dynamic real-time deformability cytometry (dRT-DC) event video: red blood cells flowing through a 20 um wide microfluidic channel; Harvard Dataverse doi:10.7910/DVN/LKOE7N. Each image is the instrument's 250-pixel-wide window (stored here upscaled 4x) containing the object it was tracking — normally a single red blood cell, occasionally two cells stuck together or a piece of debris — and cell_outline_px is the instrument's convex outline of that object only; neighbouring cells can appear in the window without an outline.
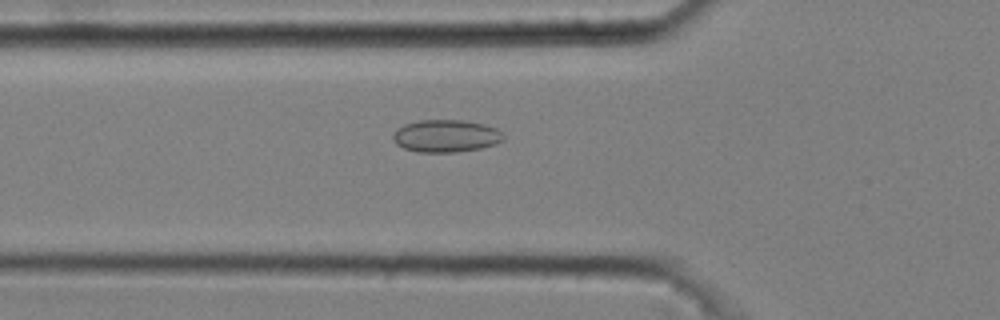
{"species": "common noctule bat (a hibernating species)", "species_latin": "Nyctalus noctula", "temperature_condition": "cold", "stored_images_in_passage": 48, "camera_frame_rate_fps": 3000, "um_per_image_px": 0.085, "animal": {"sex": "male", "body_mass_g": 20.4}, "frame": {"image": 1, "passage_image": 19, "time_ms": 6.0, "image_size_px": [1000, 320], "cell_outline_px": [[504, 140], [496, 144], [480, 148], [456, 152], [416, 152], [404, 148], [396, 144], [392, 140], [392, 136], [396, 128], [404, 124], [420, 120], [464, 120], [484, 124], [496, 128], [504, 136]], "centroid_in_image_um": [37.88, 11.55], "position_along_channel_um": 87.9, "area_um2": 21.04}}
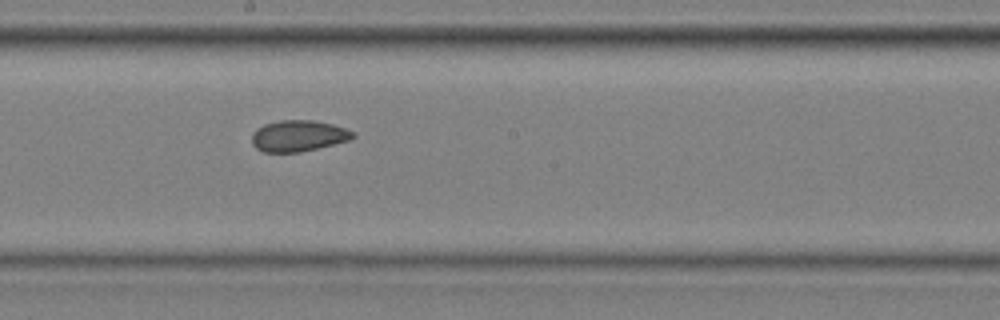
{"frame": {"image": 2, "passage_image": 30, "time_ms": 9.667, "image_size_px": [1000, 320], "cell_outline_px": [[356, 136], [352, 140], [300, 152], [264, 152], [256, 148], [252, 144], [252, 132], [256, 128], [264, 124], [280, 120], [312, 120], [332, 124], [356, 132]], "centroid_in_image_um": [25.37, 11.55], "position_along_channel_um": 222.8, "area_um2": 18.55}}
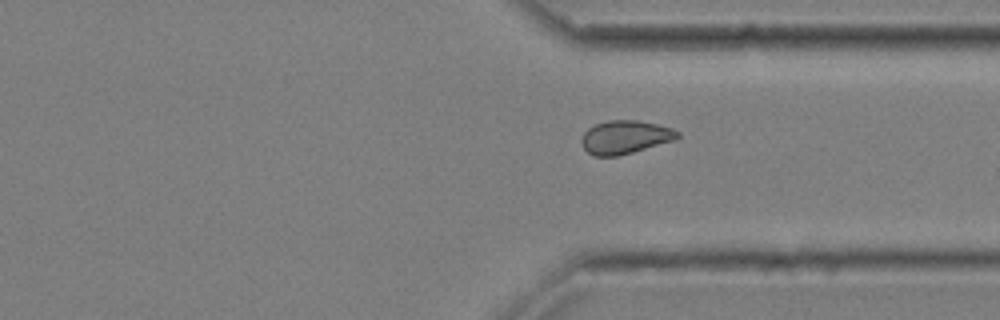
{"frame": {"image": 3, "passage_image": 41, "time_ms": 13.333, "image_size_px": [1000, 320], "cell_outline_px": [[680, 136], [676, 140], [632, 152], [616, 156], [592, 156], [584, 148], [580, 140], [584, 132], [588, 128], [596, 124], [608, 120], [636, 120], [656, 124], [672, 128], [680, 132]], "centroid_in_image_um": [53.14, 11.65], "position_along_channel_um": 358.3, "area_um2": 18.67}, "authors_computed_cell_mechanics": {"area_um2": 19.1607, "velocity_mm_per_s": 3.6709, "shape_relaxation_time_tau1_ms": null, "shape_relaxation_time_tau2_ms": 1.9719, "deformation_change_tau1": null, "deformation_change_tau2": 0.0656}}